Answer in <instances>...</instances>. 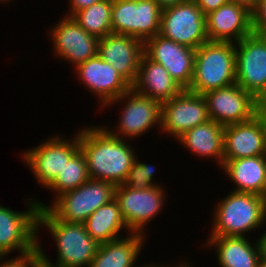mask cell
<instances>
[{
	"label": "cell",
	"instance_id": "obj_1",
	"mask_svg": "<svg viewBox=\"0 0 266 267\" xmlns=\"http://www.w3.org/2000/svg\"><path fill=\"white\" fill-rule=\"evenodd\" d=\"M90 126L79 130L80 150L85 156L89 177L115 186L123 184L137 158L135 147L132 148L128 140L112 136L102 125Z\"/></svg>",
	"mask_w": 266,
	"mask_h": 267
},
{
	"label": "cell",
	"instance_id": "obj_2",
	"mask_svg": "<svg viewBox=\"0 0 266 267\" xmlns=\"http://www.w3.org/2000/svg\"><path fill=\"white\" fill-rule=\"evenodd\" d=\"M46 228L51 233L57 251L56 262H51L37 240L42 264L46 267H88L99 244L87 233L83 223H66L57 219L46 207L39 208L37 234Z\"/></svg>",
	"mask_w": 266,
	"mask_h": 267
},
{
	"label": "cell",
	"instance_id": "obj_3",
	"mask_svg": "<svg viewBox=\"0 0 266 267\" xmlns=\"http://www.w3.org/2000/svg\"><path fill=\"white\" fill-rule=\"evenodd\" d=\"M212 210V231L209 237L213 236H238L247 237V233L263 228L266 223V197L260 195L230 191L214 204Z\"/></svg>",
	"mask_w": 266,
	"mask_h": 267
},
{
	"label": "cell",
	"instance_id": "obj_4",
	"mask_svg": "<svg viewBox=\"0 0 266 267\" xmlns=\"http://www.w3.org/2000/svg\"><path fill=\"white\" fill-rule=\"evenodd\" d=\"M235 83V43L207 41L196 49L193 79L187 90L203 95Z\"/></svg>",
	"mask_w": 266,
	"mask_h": 267
},
{
	"label": "cell",
	"instance_id": "obj_5",
	"mask_svg": "<svg viewBox=\"0 0 266 267\" xmlns=\"http://www.w3.org/2000/svg\"><path fill=\"white\" fill-rule=\"evenodd\" d=\"M115 185L107 181L89 179L78 188L53 197L50 206L37 201L39 208H47L57 219L66 223H83L92 213L114 199Z\"/></svg>",
	"mask_w": 266,
	"mask_h": 267
},
{
	"label": "cell",
	"instance_id": "obj_6",
	"mask_svg": "<svg viewBox=\"0 0 266 267\" xmlns=\"http://www.w3.org/2000/svg\"><path fill=\"white\" fill-rule=\"evenodd\" d=\"M121 102L124 105L121 108L118 125H115L114 129L107 125L102 126L109 134L124 140H133L156 126L161 129V103L159 101L140 95L131 88L122 96L107 103L104 108Z\"/></svg>",
	"mask_w": 266,
	"mask_h": 267
},
{
	"label": "cell",
	"instance_id": "obj_7",
	"mask_svg": "<svg viewBox=\"0 0 266 267\" xmlns=\"http://www.w3.org/2000/svg\"><path fill=\"white\" fill-rule=\"evenodd\" d=\"M27 201L26 211L19 212L0 204L1 257H8L14 251L18 252L17 256H24L37 249L38 199L30 197Z\"/></svg>",
	"mask_w": 266,
	"mask_h": 267
},
{
	"label": "cell",
	"instance_id": "obj_8",
	"mask_svg": "<svg viewBox=\"0 0 266 267\" xmlns=\"http://www.w3.org/2000/svg\"><path fill=\"white\" fill-rule=\"evenodd\" d=\"M50 137L42 143L40 141L39 145L26 150L25 153L23 151L21 156L36 181L45 189L80 149L79 131L75 133L74 138L71 137L72 139L63 138L61 135Z\"/></svg>",
	"mask_w": 266,
	"mask_h": 267
},
{
	"label": "cell",
	"instance_id": "obj_9",
	"mask_svg": "<svg viewBox=\"0 0 266 267\" xmlns=\"http://www.w3.org/2000/svg\"><path fill=\"white\" fill-rule=\"evenodd\" d=\"M162 8L156 0H112V33L143 43L160 32Z\"/></svg>",
	"mask_w": 266,
	"mask_h": 267
},
{
	"label": "cell",
	"instance_id": "obj_10",
	"mask_svg": "<svg viewBox=\"0 0 266 267\" xmlns=\"http://www.w3.org/2000/svg\"><path fill=\"white\" fill-rule=\"evenodd\" d=\"M159 35L197 49L208 41L206 16L194 0L163 8Z\"/></svg>",
	"mask_w": 266,
	"mask_h": 267
},
{
	"label": "cell",
	"instance_id": "obj_11",
	"mask_svg": "<svg viewBox=\"0 0 266 267\" xmlns=\"http://www.w3.org/2000/svg\"><path fill=\"white\" fill-rule=\"evenodd\" d=\"M165 194L167 193L164 186L135 190L121 184L115 187L114 198L128 229L132 233L145 234L148 223L153 221L166 205Z\"/></svg>",
	"mask_w": 266,
	"mask_h": 267
},
{
	"label": "cell",
	"instance_id": "obj_12",
	"mask_svg": "<svg viewBox=\"0 0 266 267\" xmlns=\"http://www.w3.org/2000/svg\"><path fill=\"white\" fill-rule=\"evenodd\" d=\"M209 120L205 97L187 89L161 104L160 132L176 140L189 129Z\"/></svg>",
	"mask_w": 266,
	"mask_h": 267
},
{
	"label": "cell",
	"instance_id": "obj_13",
	"mask_svg": "<svg viewBox=\"0 0 266 267\" xmlns=\"http://www.w3.org/2000/svg\"><path fill=\"white\" fill-rule=\"evenodd\" d=\"M236 84L256 99L266 92V41L252 33L235 43Z\"/></svg>",
	"mask_w": 266,
	"mask_h": 267
},
{
	"label": "cell",
	"instance_id": "obj_14",
	"mask_svg": "<svg viewBox=\"0 0 266 267\" xmlns=\"http://www.w3.org/2000/svg\"><path fill=\"white\" fill-rule=\"evenodd\" d=\"M52 27L48 33L57 59L69 61L75 68L97 55L99 39L86 32L72 17L64 16Z\"/></svg>",
	"mask_w": 266,
	"mask_h": 267
},
{
	"label": "cell",
	"instance_id": "obj_15",
	"mask_svg": "<svg viewBox=\"0 0 266 267\" xmlns=\"http://www.w3.org/2000/svg\"><path fill=\"white\" fill-rule=\"evenodd\" d=\"M203 96L209 119L223 126L245 122L255 116L257 99L236 83Z\"/></svg>",
	"mask_w": 266,
	"mask_h": 267
},
{
	"label": "cell",
	"instance_id": "obj_16",
	"mask_svg": "<svg viewBox=\"0 0 266 267\" xmlns=\"http://www.w3.org/2000/svg\"><path fill=\"white\" fill-rule=\"evenodd\" d=\"M196 49L178 44L157 34L144 42V55L166 68L170 76L188 89L194 74Z\"/></svg>",
	"mask_w": 266,
	"mask_h": 267
},
{
	"label": "cell",
	"instance_id": "obj_17",
	"mask_svg": "<svg viewBox=\"0 0 266 267\" xmlns=\"http://www.w3.org/2000/svg\"><path fill=\"white\" fill-rule=\"evenodd\" d=\"M76 78L94 94L103 108L131 89V85L98 54L75 68Z\"/></svg>",
	"mask_w": 266,
	"mask_h": 267
},
{
	"label": "cell",
	"instance_id": "obj_18",
	"mask_svg": "<svg viewBox=\"0 0 266 267\" xmlns=\"http://www.w3.org/2000/svg\"><path fill=\"white\" fill-rule=\"evenodd\" d=\"M97 54L132 86L144 55V43L132 36L111 33L99 39Z\"/></svg>",
	"mask_w": 266,
	"mask_h": 267
},
{
	"label": "cell",
	"instance_id": "obj_19",
	"mask_svg": "<svg viewBox=\"0 0 266 267\" xmlns=\"http://www.w3.org/2000/svg\"><path fill=\"white\" fill-rule=\"evenodd\" d=\"M206 32L208 41L237 43L253 33L252 12L228 2L206 15Z\"/></svg>",
	"mask_w": 266,
	"mask_h": 267
},
{
	"label": "cell",
	"instance_id": "obj_20",
	"mask_svg": "<svg viewBox=\"0 0 266 267\" xmlns=\"http://www.w3.org/2000/svg\"><path fill=\"white\" fill-rule=\"evenodd\" d=\"M266 155V133L259 119L224 126V160Z\"/></svg>",
	"mask_w": 266,
	"mask_h": 267
},
{
	"label": "cell",
	"instance_id": "obj_21",
	"mask_svg": "<svg viewBox=\"0 0 266 267\" xmlns=\"http://www.w3.org/2000/svg\"><path fill=\"white\" fill-rule=\"evenodd\" d=\"M258 240L248 241L247 237L213 236L208 237L204 245L215 248L220 267H258L262 249Z\"/></svg>",
	"mask_w": 266,
	"mask_h": 267
},
{
	"label": "cell",
	"instance_id": "obj_22",
	"mask_svg": "<svg viewBox=\"0 0 266 267\" xmlns=\"http://www.w3.org/2000/svg\"><path fill=\"white\" fill-rule=\"evenodd\" d=\"M131 88L138 94L157 100L161 104L183 90L164 66L148 59L145 55L141 58L137 79Z\"/></svg>",
	"mask_w": 266,
	"mask_h": 267
},
{
	"label": "cell",
	"instance_id": "obj_23",
	"mask_svg": "<svg viewBox=\"0 0 266 267\" xmlns=\"http://www.w3.org/2000/svg\"><path fill=\"white\" fill-rule=\"evenodd\" d=\"M221 169L235 184L231 191L266 197V155L223 160Z\"/></svg>",
	"mask_w": 266,
	"mask_h": 267
},
{
	"label": "cell",
	"instance_id": "obj_24",
	"mask_svg": "<svg viewBox=\"0 0 266 267\" xmlns=\"http://www.w3.org/2000/svg\"><path fill=\"white\" fill-rule=\"evenodd\" d=\"M184 148L201 159L212 158L221 168L224 160V126L216 121L195 126L186 131L178 139Z\"/></svg>",
	"mask_w": 266,
	"mask_h": 267
},
{
	"label": "cell",
	"instance_id": "obj_25",
	"mask_svg": "<svg viewBox=\"0 0 266 267\" xmlns=\"http://www.w3.org/2000/svg\"><path fill=\"white\" fill-rule=\"evenodd\" d=\"M145 234L131 233L107 243L99 244L88 267H132L142 253ZM141 251V252H140Z\"/></svg>",
	"mask_w": 266,
	"mask_h": 267
},
{
	"label": "cell",
	"instance_id": "obj_26",
	"mask_svg": "<svg viewBox=\"0 0 266 267\" xmlns=\"http://www.w3.org/2000/svg\"><path fill=\"white\" fill-rule=\"evenodd\" d=\"M83 224L87 233L98 244L122 238L120 231L124 228L128 231V234L132 233L125 224L115 198L98 208Z\"/></svg>",
	"mask_w": 266,
	"mask_h": 267
},
{
	"label": "cell",
	"instance_id": "obj_27",
	"mask_svg": "<svg viewBox=\"0 0 266 267\" xmlns=\"http://www.w3.org/2000/svg\"><path fill=\"white\" fill-rule=\"evenodd\" d=\"M112 0H101L71 17L89 34L98 39L112 33Z\"/></svg>",
	"mask_w": 266,
	"mask_h": 267
},
{
	"label": "cell",
	"instance_id": "obj_28",
	"mask_svg": "<svg viewBox=\"0 0 266 267\" xmlns=\"http://www.w3.org/2000/svg\"><path fill=\"white\" fill-rule=\"evenodd\" d=\"M89 179L87 162L84 154L79 149L47 188L53 190L56 198L62 193L78 188Z\"/></svg>",
	"mask_w": 266,
	"mask_h": 267
},
{
	"label": "cell",
	"instance_id": "obj_29",
	"mask_svg": "<svg viewBox=\"0 0 266 267\" xmlns=\"http://www.w3.org/2000/svg\"><path fill=\"white\" fill-rule=\"evenodd\" d=\"M133 162L131 169L128 172L127 178L123 185H126L135 190H142L151 186H162L159 183L154 182L153 176H155V166L152 164H146L137 160Z\"/></svg>",
	"mask_w": 266,
	"mask_h": 267
},
{
	"label": "cell",
	"instance_id": "obj_30",
	"mask_svg": "<svg viewBox=\"0 0 266 267\" xmlns=\"http://www.w3.org/2000/svg\"><path fill=\"white\" fill-rule=\"evenodd\" d=\"M42 265L38 249L24 256H15L10 259L2 257L0 259V267H41Z\"/></svg>",
	"mask_w": 266,
	"mask_h": 267
},
{
	"label": "cell",
	"instance_id": "obj_31",
	"mask_svg": "<svg viewBox=\"0 0 266 267\" xmlns=\"http://www.w3.org/2000/svg\"><path fill=\"white\" fill-rule=\"evenodd\" d=\"M252 28L253 33L258 35L266 31V0H260L252 11Z\"/></svg>",
	"mask_w": 266,
	"mask_h": 267
},
{
	"label": "cell",
	"instance_id": "obj_32",
	"mask_svg": "<svg viewBox=\"0 0 266 267\" xmlns=\"http://www.w3.org/2000/svg\"><path fill=\"white\" fill-rule=\"evenodd\" d=\"M202 13L207 14L217 10L220 6L227 4L230 0H194Z\"/></svg>",
	"mask_w": 266,
	"mask_h": 267
},
{
	"label": "cell",
	"instance_id": "obj_33",
	"mask_svg": "<svg viewBox=\"0 0 266 267\" xmlns=\"http://www.w3.org/2000/svg\"><path fill=\"white\" fill-rule=\"evenodd\" d=\"M101 0H69V11L67 13V15L65 14V16L67 17H71L74 13L83 10L85 8L90 7L91 5L100 2Z\"/></svg>",
	"mask_w": 266,
	"mask_h": 267
},
{
	"label": "cell",
	"instance_id": "obj_34",
	"mask_svg": "<svg viewBox=\"0 0 266 267\" xmlns=\"http://www.w3.org/2000/svg\"><path fill=\"white\" fill-rule=\"evenodd\" d=\"M255 116L259 119L264 132L266 133V100L256 101V113Z\"/></svg>",
	"mask_w": 266,
	"mask_h": 267
},
{
	"label": "cell",
	"instance_id": "obj_35",
	"mask_svg": "<svg viewBox=\"0 0 266 267\" xmlns=\"http://www.w3.org/2000/svg\"><path fill=\"white\" fill-rule=\"evenodd\" d=\"M260 0H230V2L238 3L246 6L251 12L257 7Z\"/></svg>",
	"mask_w": 266,
	"mask_h": 267
},
{
	"label": "cell",
	"instance_id": "obj_36",
	"mask_svg": "<svg viewBox=\"0 0 266 267\" xmlns=\"http://www.w3.org/2000/svg\"><path fill=\"white\" fill-rule=\"evenodd\" d=\"M156 1L158 2L159 6L163 9L169 6L186 2L188 0H156Z\"/></svg>",
	"mask_w": 266,
	"mask_h": 267
},
{
	"label": "cell",
	"instance_id": "obj_37",
	"mask_svg": "<svg viewBox=\"0 0 266 267\" xmlns=\"http://www.w3.org/2000/svg\"><path fill=\"white\" fill-rule=\"evenodd\" d=\"M263 232V235L261 234V237H259V241L261 244L262 254L266 256V230Z\"/></svg>",
	"mask_w": 266,
	"mask_h": 267
},
{
	"label": "cell",
	"instance_id": "obj_38",
	"mask_svg": "<svg viewBox=\"0 0 266 267\" xmlns=\"http://www.w3.org/2000/svg\"><path fill=\"white\" fill-rule=\"evenodd\" d=\"M258 267H266V256L265 255H261Z\"/></svg>",
	"mask_w": 266,
	"mask_h": 267
},
{
	"label": "cell",
	"instance_id": "obj_39",
	"mask_svg": "<svg viewBox=\"0 0 266 267\" xmlns=\"http://www.w3.org/2000/svg\"><path fill=\"white\" fill-rule=\"evenodd\" d=\"M182 262L183 261H181L180 263L175 264V266L172 264L171 266L178 267ZM171 266L168 265V263H167V265H160V263L159 264H155V262H154V264L151 267H171Z\"/></svg>",
	"mask_w": 266,
	"mask_h": 267
},
{
	"label": "cell",
	"instance_id": "obj_40",
	"mask_svg": "<svg viewBox=\"0 0 266 267\" xmlns=\"http://www.w3.org/2000/svg\"><path fill=\"white\" fill-rule=\"evenodd\" d=\"M193 265L191 263H189L188 261L183 259V262L178 266V267H192Z\"/></svg>",
	"mask_w": 266,
	"mask_h": 267
},
{
	"label": "cell",
	"instance_id": "obj_41",
	"mask_svg": "<svg viewBox=\"0 0 266 267\" xmlns=\"http://www.w3.org/2000/svg\"><path fill=\"white\" fill-rule=\"evenodd\" d=\"M154 263H147V264H145V265H143V266H140L139 265V267H151L152 265H153ZM132 267H138V266H136V265H134V266H132Z\"/></svg>",
	"mask_w": 266,
	"mask_h": 267
},
{
	"label": "cell",
	"instance_id": "obj_42",
	"mask_svg": "<svg viewBox=\"0 0 266 267\" xmlns=\"http://www.w3.org/2000/svg\"><path fill=\"white\" fill-rule=\"evenodd\" d=\"M11 1H12V0H0V3H2V4H3V3H4V4L6 3V4H7V3L11 2Z\"/></svg>",
	"mask_w": 266,
	"mask_h": 267
},
{
	"label": "cell",
	"instance_id": "obj_43",
	"mask_svg": "<svg viewBox=\"0 0 266 267\" xmlns=\"http://www.w3.org/2000/svg\"><path fill=\"white\" fill-rule=\"evenodd\" d=\"M257 100H266V92L261 98H258Z\"/></svg>",
	"mask_w": 266,
	"mask_h": 267
},
{
	"label": "cell",
	"instance_id": "obj_44",
	"mask_svg": "<svg viewBox=\"0 0 266 267\" xmlns=\"http://www.w3.org/2000/svg\"><path fill=\"white\" fill-rule=\"evenodd\" d=\"M261 36L264 38V40L266 41V31H264Z\"/></svg>",
	"mask_w": 266,
	"mask_h": 267
}]
</instances>
